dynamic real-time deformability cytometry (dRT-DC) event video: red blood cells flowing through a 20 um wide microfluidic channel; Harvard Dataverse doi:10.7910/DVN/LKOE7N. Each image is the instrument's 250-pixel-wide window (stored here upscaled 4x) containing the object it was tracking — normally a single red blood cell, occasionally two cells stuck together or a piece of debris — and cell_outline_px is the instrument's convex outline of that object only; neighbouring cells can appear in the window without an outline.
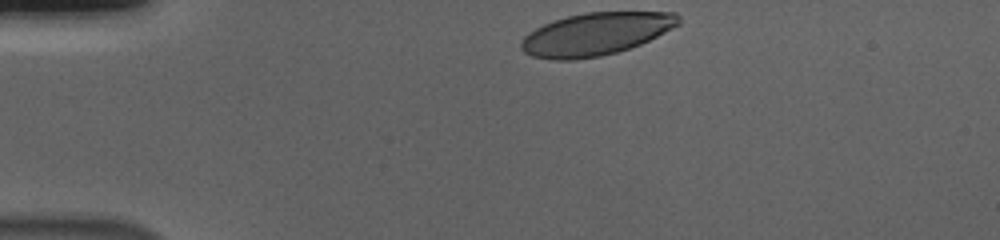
{"species": "human", "species_latin": "Homo sapiens", "temperature_condition": "cold", "stored_images_in_passage": 36, "camera_frame_rate_fps": 3000, "um_per_image_px": 0.085, "donor": {"sex": "male"}, "frame": {"image": 1, "passage_image": 1, "time_ms": 0.0, "image_size_px": [1000, 240], "cell_outline_px": [[680, 24], [640, 44], [616, 52], [600, 56], [572, 60], [552, 60], [532, 56], [524, 52], [520, 48], [520, 40], [528, 32], [552, 20], [584, 12], [676, 12], [680, 16]], "centroid_in_image_um": [50.6, 2.89], "position_along_channel_um": 34.4, "area_um2": 39.07}}
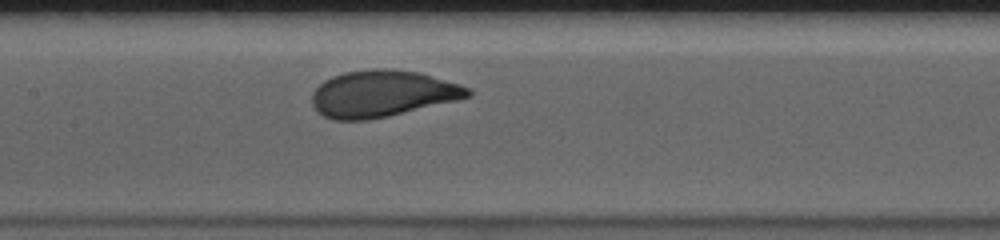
{"frame": {"image": 2, "passage_image": 17, "time_ms": 5.333, "image_size_px": [1000, 240], "cell_outline_px": [[472, 96], [456, 100], [388, 116], [368, 120], [332, 120], [324, 116], [312, 104], [312, 92], [324, 80], [332, 76], [344, 72], [372, 68], [392, 68], [420, 72], [460, 84], [468, 88], [472, 92]], "centroid_in_image_um": [32.49, 7.95], "position_along_channel_um": 174.9, "area_um2": 42.37}}
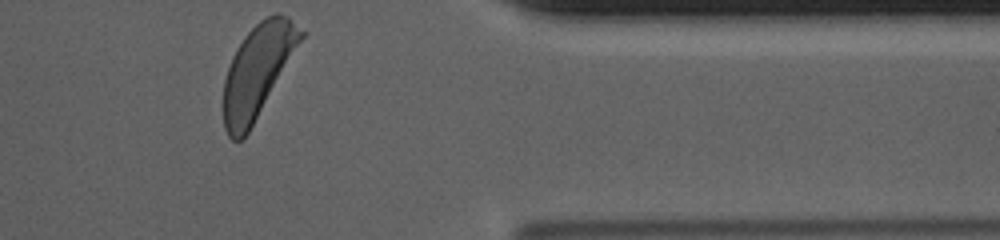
{"frame": {"image": 3, "passage_image": 36, "time_ms": 11.667, "image_size_px": [1000, 240], "cell_outline_px": [[304, 36], [248, 132], [240, 140], [232, 140], [228, 136], [224, 128], [224, 80], [232, 56], [244, 36], [260, 20], [276, 12], [280, 12], [288, 16], [304, 32]], "centroid_in_image_um": [21.88, 6.0], "position_along_channel_um": 389.5, "area_um2": 40.81}, "authors_computed_cell_mechanics": {"area_um2": 41.6738, "velocity_mm_per_s": 3.6527, "shape_relaxation_time_tau1_ms": 5.5251, "shape_relaxation_time_tau2_ms": null, "deformation_change_tau1": 0.2478, "deformation_change_tau2": null}}